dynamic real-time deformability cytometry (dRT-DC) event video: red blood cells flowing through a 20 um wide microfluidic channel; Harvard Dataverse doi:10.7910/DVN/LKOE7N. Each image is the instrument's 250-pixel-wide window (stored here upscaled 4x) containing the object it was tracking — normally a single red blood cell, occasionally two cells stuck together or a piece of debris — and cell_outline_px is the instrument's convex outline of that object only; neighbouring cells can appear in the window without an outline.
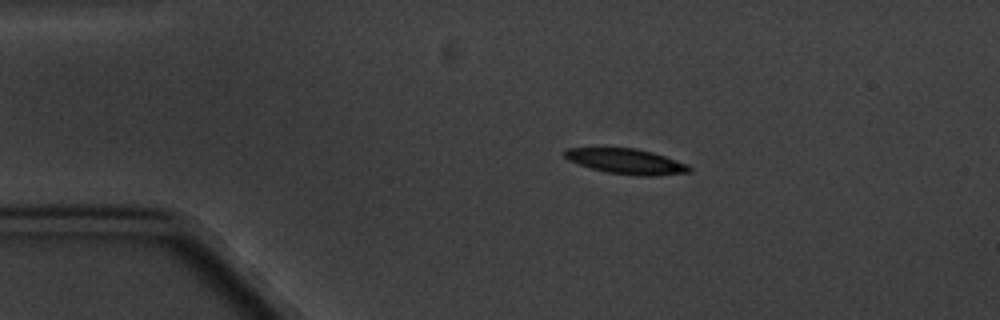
{"species": "common noctule bat (a hibernating species)", "species_latin": "Nyctalus noctula", "temperature_condition": "cold", "stored_images_in_passage": 7, "camera_frame_rate_fps": 3000, "um_per_image_px": 0.085, "animal": {"sex": "male", "body_mass_g": 20.1, "forearm_length_mm": 53.5}, "frame": {"image": 1, "passage_image": 1, "time_ms": 0.0, "image_size_px": [1000, 320], "cell_outline_px": [[692, 172], [656, 176], [636, 176], [608, 172], [592, 168], [568, 160], [560, 152], [564, 148], [636, 148], [652, 152], [688, 164], [692, 168]], "centroid_in_image_um": [53.24, 13.72], "position_along_channel_um": 31.8, "area_um2": 18.44}}
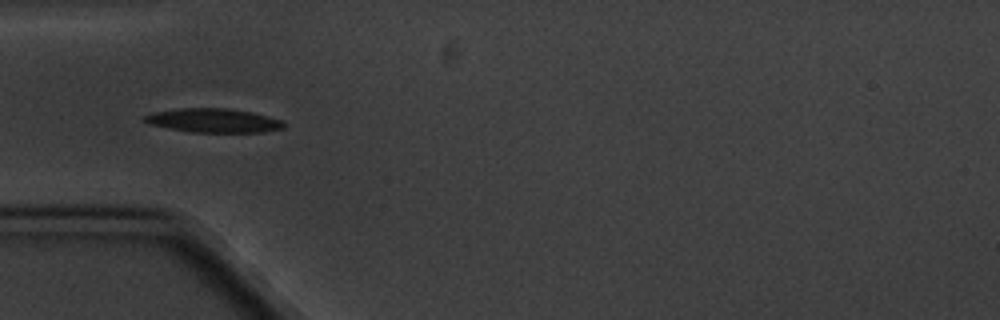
{"frame": {"image": 2, "passage_image": 3, "time_ms": 2.333, "image_size_px": [1000, 320], "cell_outline_px": [[284, 128], [264, 132], [192, 132], [148, 124], [140, 120], [144, 116], [152, 112], [180, 108], [224, 108], [252, 112], [280, 120], [284, 124]], "centroid_in_image_um": [18.08, 10.24], "position_along_channel_um": 66.9, "area_um2": 19.36}}